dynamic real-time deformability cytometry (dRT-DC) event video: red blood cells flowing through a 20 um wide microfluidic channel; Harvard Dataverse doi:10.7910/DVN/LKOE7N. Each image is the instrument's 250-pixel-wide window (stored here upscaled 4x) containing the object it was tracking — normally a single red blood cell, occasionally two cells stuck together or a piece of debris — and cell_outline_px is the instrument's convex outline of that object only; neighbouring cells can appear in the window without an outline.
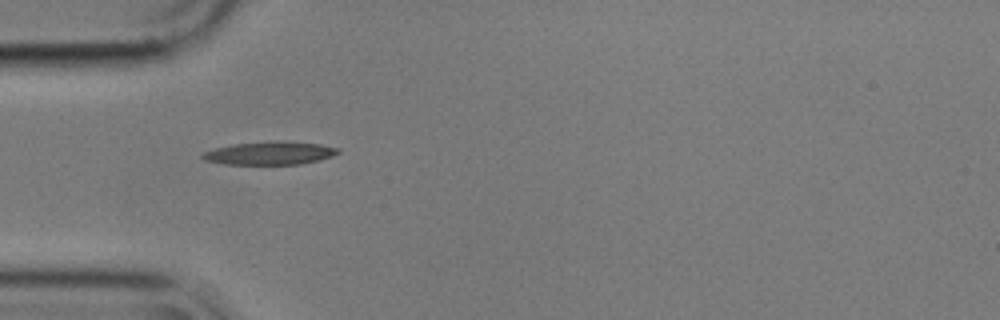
{"species": "common noctule bat (a hibernating species)", "species_latin": "Nyctalus noctula", "temperature_condition": "cold", "stored_images_in_passage": 2, "camera_frame_rate_fps": 3000, "um_per_image_px": 0.085, "animal": {"sex": "male", "body_mass_g": 17.9}, "frame": {"image": 1, "passage_image": 1, "time_ms": 0.0, "image_size_px": [1000, 320], "cell_outline_px": [[340, 152], [332, 156], [320, 160], [300, 164], [224, 164], [204, 160], [200, 156], [204, 152], [216, 148], [232, 144], [272, 140], [276, 140], [320, 144], [340, 148]], "centroid_in_image_um": [22.95, 13.01], "position_along_channel_um": 62.1, "area_um2": 18.38}}